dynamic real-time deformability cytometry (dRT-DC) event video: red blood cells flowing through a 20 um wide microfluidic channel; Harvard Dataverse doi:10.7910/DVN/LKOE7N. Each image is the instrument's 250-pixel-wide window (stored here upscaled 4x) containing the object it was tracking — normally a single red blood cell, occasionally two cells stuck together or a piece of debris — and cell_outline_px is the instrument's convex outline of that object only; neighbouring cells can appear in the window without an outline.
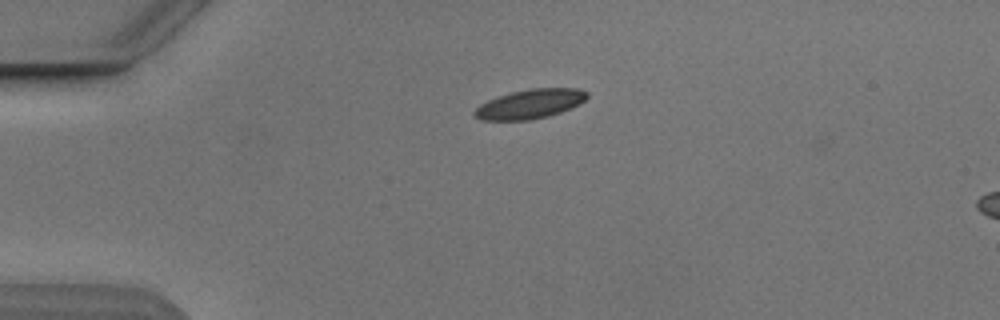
{"species": "Egyptian fruit bat (a non-hibernating species)", "species_latin": "Rousettus aegyptiacus", "temperature_condition": "cold", "stored_images_in_passage": 4, "camera_frame_rate_fps": 3000, "um_per_image_px": 0.085, "animal": {"sex": "male"}, "frame": {"image": 1, "passage_image": 2, "time_ms": 1.333, "image_size_px": [1000, 320], "cell_outline_px": [[588, 96], [580, 104], [572, 108], [548, 116], [528, 120], [480, 120], [472, 112], [480, 104], [496, 96], [512, 92], [532, 88], [580, 88], [588, 92]], "centroid_in_image_um": [45.06, 8.83], "position_along_channel_um": 39.9, "area_um2": 19.31}}
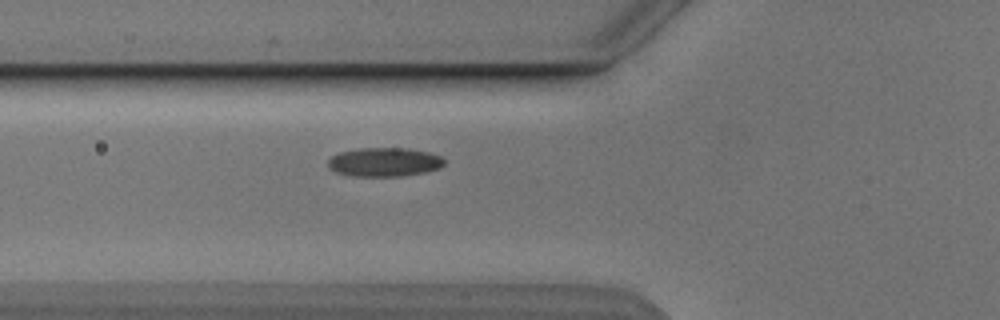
{"frame": {"image": 2, "passage_image": 4, "time_ms": 3.667, "image_size_px": [1000, 320], "cell_outline_px": [[444, 164], [440, 168], [424, 172], [400, 176], [352, 176], [336, 172], [328, 168], [328, 160], [332, 156], [340, 152], [360, 148], [408, 148], [428, 152], [440, 156], [444, 160]], "centroid_in_image_um": [32.65, 13.77], "position_along_channel_um": 93.1, "area_um2": 19.54}}